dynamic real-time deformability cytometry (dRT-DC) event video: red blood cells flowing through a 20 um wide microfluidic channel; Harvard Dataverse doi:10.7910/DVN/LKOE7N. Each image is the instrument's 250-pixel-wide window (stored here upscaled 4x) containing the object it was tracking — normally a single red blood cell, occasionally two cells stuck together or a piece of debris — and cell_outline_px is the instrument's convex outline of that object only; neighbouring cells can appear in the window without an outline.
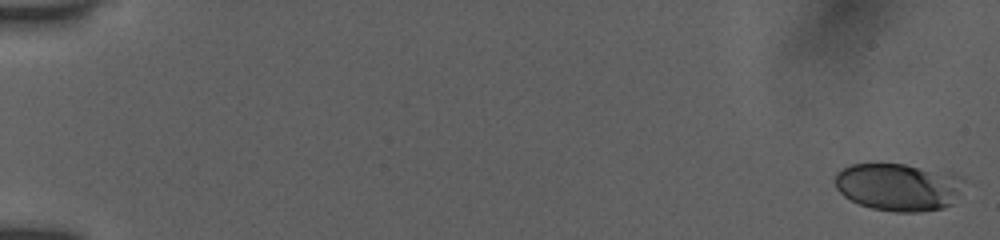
{"species": "human", "species_latin": "Homo sapiens", "temperature_condition": "room temperature", "stored_images_in_passage": 54, "camera_frame_rate_fps": 3000, "um_per_image_px": 0.085, "donor": {"sex": "female"}, "frame": {"image": 1, "passage_image": 1, "time_ms": 0.0, "image_size_px": [1000, 240], "cell_outline_px": [[968, 184], [952, 204], [944, 208], [920, 212], [896, 212], [872, 208], [860, 204], [844, 196], [836, 188], [836, 172], [852, 164], [904, 164], [952, 172], [964, 176], [968, 180]], "centroid_in_image_um": [76.49, 15.88], "position_along_channel_um": 8.5, "area_um2": 36.47}}
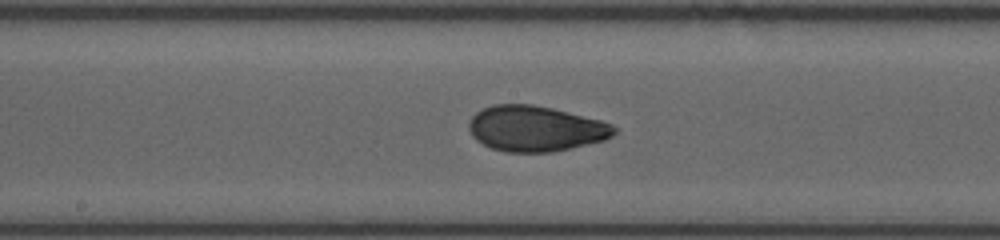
{"frame": {"image": 2, "passage_image": 30, "time_ms": 9.667, "image_size_px": [1000, 240], "cell_outline_px": [[616, 132], [612, 136], [604, 140], [572, 148], [552, 152], [504, 152], [492, 148], [476, 140], [472, 136], [468, 128], [468, 124], [472, 116], [476, 112], [492, 104], [532, 104], [552, 108], [600, 120], [612, 124], [616, 128]], "centroid_in_image_um": [45.51, 10.93], "position_along_channel_um": 202.7, "area_um2": 38.61}}
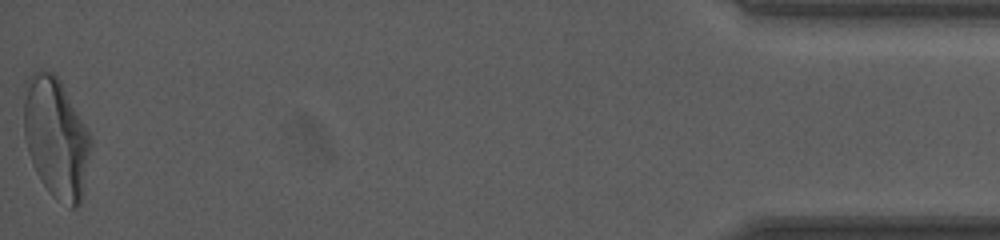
{"frame": {"image": 3, "passage_image": 54, "time_ms": 17.667, "image_size_px": [1000, 240], "cell_outline_px": [[92, 144], [80, 204], [72, 208], [56, 200], [48, 192], [40, 180], [32, 164], [28, 152], [24, 136], [24, 84], [28, 76], [32, 72], [40, 68], [44, 68], [52, 72], [60, 80], [92, 136]], "centroid_in_image_um": [4.75, 11.67], "position_along_channel_um": 430.5, "area_um2": 47.45}, "authors_computed_cell_mechanics": {"area_um2": 37.7434, "velocity_mm_per_s": 3.911, "shape_relaxation_time_tau1_ms": 9.0393, "shape_relaxation_time_tau2_ms": 1.2076, "deformation_change_tau1": 0.2526, "deformation_change_tau2": 0.0609}}